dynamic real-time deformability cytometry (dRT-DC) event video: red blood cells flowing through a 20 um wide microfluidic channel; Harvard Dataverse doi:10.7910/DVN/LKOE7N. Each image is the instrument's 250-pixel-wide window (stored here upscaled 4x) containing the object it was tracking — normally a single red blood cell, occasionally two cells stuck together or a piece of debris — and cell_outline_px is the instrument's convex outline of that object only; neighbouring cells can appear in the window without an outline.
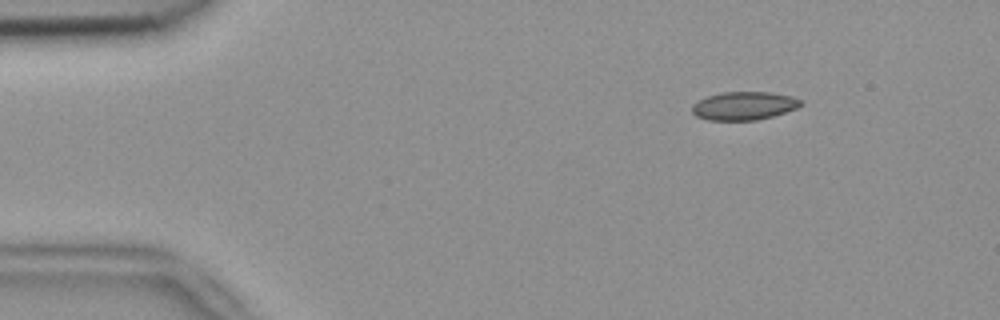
{"species": "common noctule bat (a hibernating species)", "species_latin": "Nyctalus noctula", "temperature_condition": "room temperature", "stored_images_in_passage": 10, "camera_frame_rate_fps": 3000, "um_per_image_px": 0.085, "animal": {"sex": "female", "body_mass_g": 18.4}, "frame": {"image": 1, "passage_image": 4, "time_ms": 1.0, "image_size_px": [1000, 320], "cell_outline_px": [[804, 104], [796, 108], [772, 116], [756, 120], [708, 120], [696, 116], [692, 112], [692, 104], [708, 96], [720, 92], [768, 92], [792, 96], [804, 100]], "centroid_in_image_um": [63.25, 8.99], "position_along_channel_um": 21.7, "area_um2": 17.92}}